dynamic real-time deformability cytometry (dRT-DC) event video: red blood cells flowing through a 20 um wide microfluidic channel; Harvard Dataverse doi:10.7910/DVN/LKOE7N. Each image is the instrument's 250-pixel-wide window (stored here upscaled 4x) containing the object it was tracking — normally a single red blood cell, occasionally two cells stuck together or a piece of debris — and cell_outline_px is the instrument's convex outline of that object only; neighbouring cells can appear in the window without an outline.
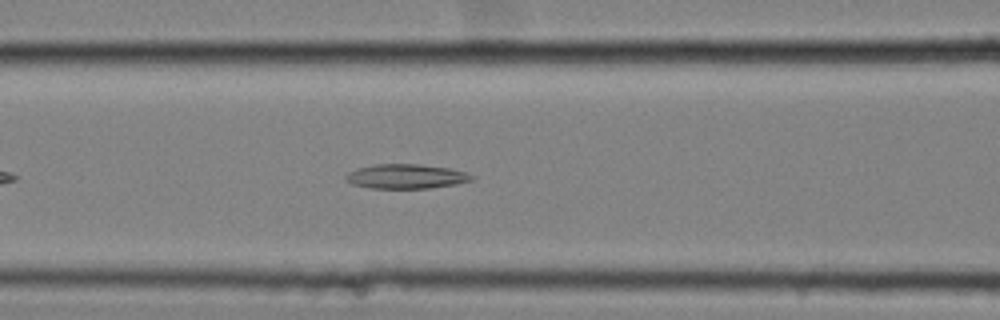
{"species": "common noctule bat (a hibernating species)", "species_latin": "Nyctalus noctula", "temperature_condition": "cold", "stored_images_in_passage": 40, "camera_frame_rate_fps": 3000, "um_per_image_px": 0.085, "animal": {"sex": "female", "body_mass_g": 25.1}, "frame": {"image": 1, "passage_image": 7, "time_ms": 2.0, "image_size_px": [1000, 320], "cell_outline_px": [[476, 176], [472, 180], [456, 184], [428, 188], [368, 188], [352, 184], [344, 180], [344, 176], [348, 172], [356, 168], [376, 164], [420, 164], [452, 168]], "centroid_in_image_um": [34.49, 14.99], "position_along_channel_um": 132.1, "area_um2": 18.15}}
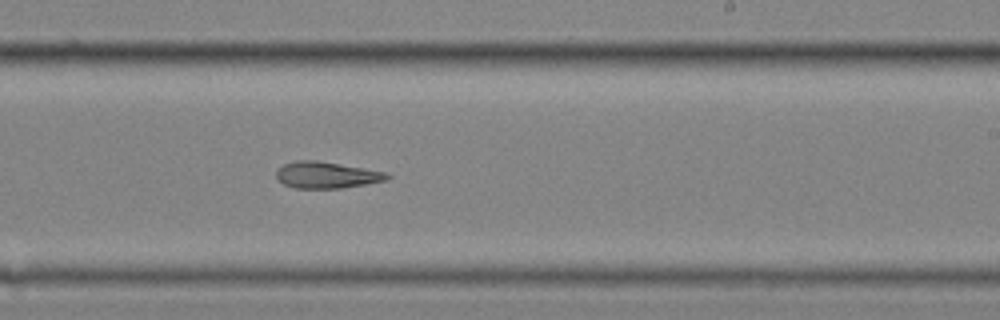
{"frame": {"image": 2, "passage_image": 18, "time_ms": 5.667, "image_size_px": [1000, 320], "cell_outline_px": [[392, 176], [388, 180], [340, 188], [296, 188], [284, 184], [276, 180], [276, 172], [284, 164], [296, 160], [316, 160], [384, 172]], "centroid_in_image_um": [27.72, 14.88], "position_along_channel_um": 261.3, "area_um2": 16.88}}
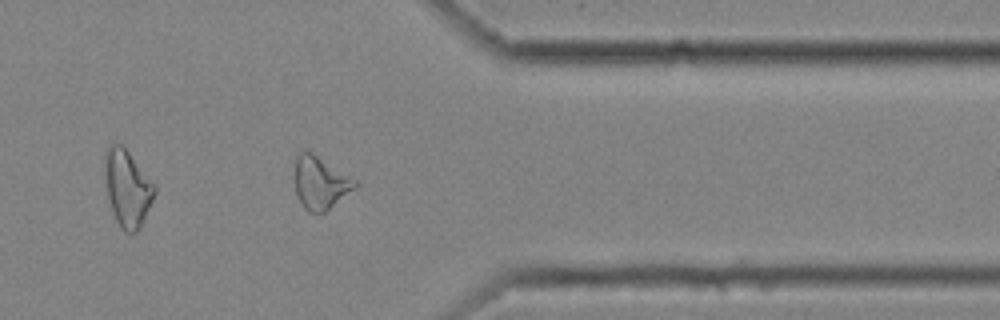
{"frame": {"image": 3, "passage_image": 29, "time_ms": 9.333, "image_size_px": [1000, 320], "cell_outline_px": [[360, 184], [356, 188], [324, 212], [308, 212], [300, 204], [296, 192], [296, 156], [300, 152], [312, 152], [356, 180]], "centroid_in_image_um": [27.24, 15.55], "position_along_channel_um": 384.2, "area_um2": 18.21}, "authors_computed_cell_mechanics": {"area_um2": 17.8024, "velocity_mm_per_s": 3.5337, "shape_relaxation_time_tau1_ms": null, "shape_relaxation_time_tau2_ms": 7.8094, "deformation_change_tau1": null, "deformation_change_tau2": 0.1961}}